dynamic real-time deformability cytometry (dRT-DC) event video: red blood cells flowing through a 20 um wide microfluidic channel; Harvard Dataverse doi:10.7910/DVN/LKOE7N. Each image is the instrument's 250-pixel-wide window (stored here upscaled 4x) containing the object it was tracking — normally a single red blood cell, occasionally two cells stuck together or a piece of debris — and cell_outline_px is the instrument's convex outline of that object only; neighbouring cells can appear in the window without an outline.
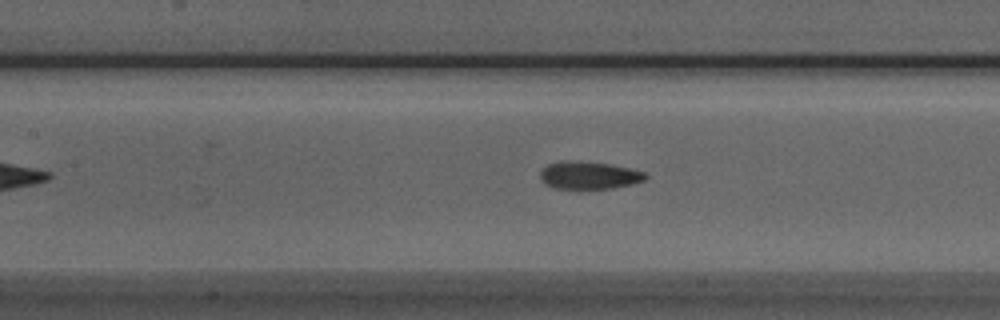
{"species": "Egyptian fruit bat (a non-hibernating species)", "species_latin": "Rousettus aegyptiacus", "temperature_condition": "room temperature", "stored_images_in_passage": 34, "camera_frame_rate_fps": 3000, "um_per_image_px": 0.085, "animal": {"sex": "male"}, "frame": {"image": 1, "passage_image": 16, "time_ms": 5.0, "image_size_px": [1000, 320], "cell_outline_px": [[648, 176], [644, 180], [632, 184], [612, 188], [552, 188], [544, 184], [540, 176], [540, 172], [548, 164], [560, 160], [580, 160], [612, 164], [644, 172]], "centroid_in_image_um": [50.03, 14.88], "position_along_channel_um": 157.4, "area_um2": 17.05}}
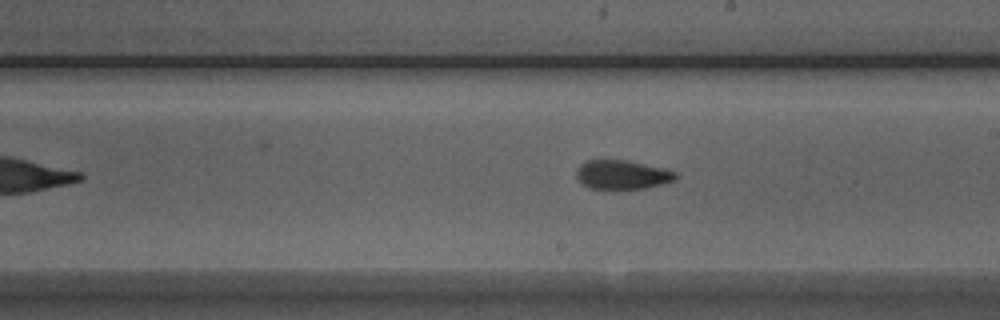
{"frame": {"image": 2, "passage_image": 22, "time_ms": 7.0, "image_size_px": [1000, 320], "cell_outline_px": [[680, 176], [676, 180], [664, 184], [644, 188], [588, 188], [580, 184], [576, 176], [576, 168], [580, 164], [588, 160], [624, 160], [664, 168], [676, 172]], "centroid_in_image_um": [52.89, 14.85], "position_along_channel_um": 236.1, "area_um2": 16.88}}
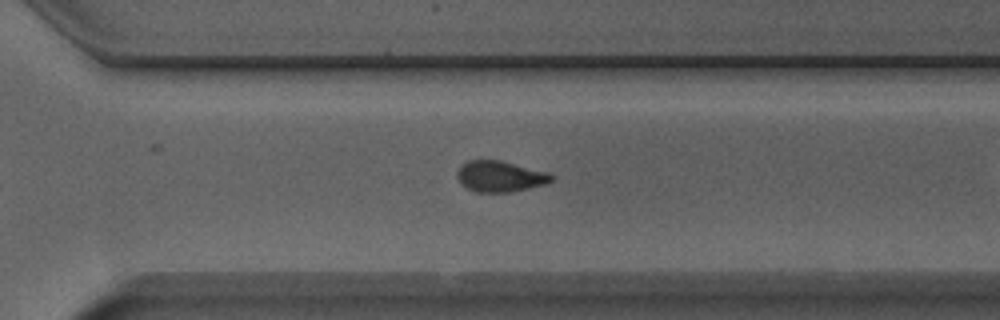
{"frame": {"image": 3, "passage_image": 29, "time_ms": 9.333, "image_size_px": [1000, 320], "cell_outline_px": [[556, 176], [552, 180], [544, 184], [528, 188], [508, 192], [476, 192], [468, 188], [456, 176], [456, 172], [460, 164], [468, 160], [500, 160], [548, 172]], "centroid_in_image_um": [42.5, 14.97], "position_along_channel_um": 328.1, "area_um2": 16.94}}